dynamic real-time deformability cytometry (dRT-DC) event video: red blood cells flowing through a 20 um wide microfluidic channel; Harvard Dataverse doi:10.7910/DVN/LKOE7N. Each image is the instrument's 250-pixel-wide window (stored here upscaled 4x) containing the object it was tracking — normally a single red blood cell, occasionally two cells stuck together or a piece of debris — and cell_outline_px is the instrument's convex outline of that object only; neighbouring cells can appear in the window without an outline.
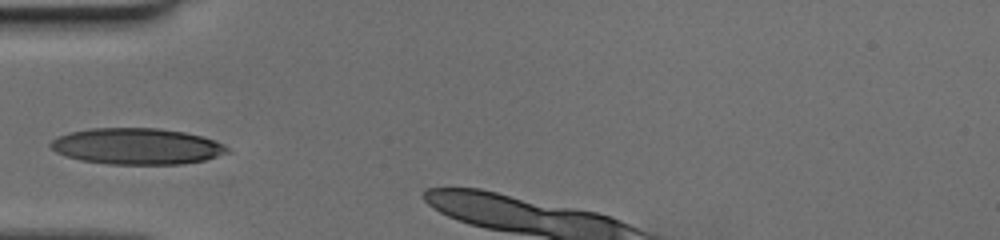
{"species": "human", "species_latin": "Homo sapiens", "temperature_condition": "cold", "stored_images_in_passage": 7, "camera_frame_rate_fps": 3000, "um_per_image_px": 0.085, "donor": {"sex": "female"}, "frame": {"image": 1, "passage_image": 1, "time_ms": 0.0, "image_size_px": [1000, 240], "cell_outline_px": [[232, 152], [204, 160], [184, 164], [108, 164], [80, 160], [56, 152], [48, 144], [56, 136], [68, 132], [92, 128], [156, 128], [184, 132], [200, 136], [224, 144], [232, 148]], "centroid_in_image_um": [11.65, 12.43], "position_along_channel_um": 73.4, "area_um2": 37.45}}
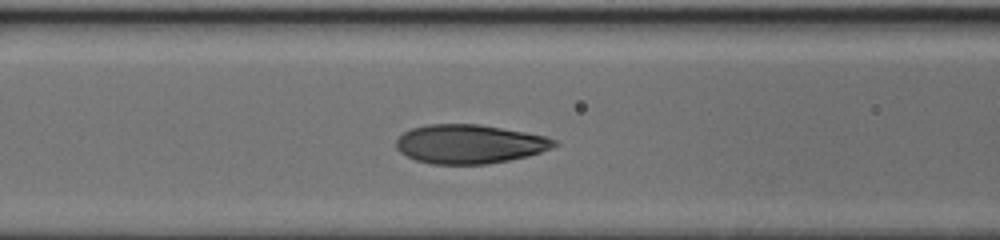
{"frame": {"image": 2, "passage_image": 5, "time_ms": 1.333, "image_size_px": [1000, 240], "cell_outline_px": [[560, 144], [540, 152], [528, 156], [488, 164], [432, 164], [416, 160], [400, 152], [396, 148], [396, 140], [404, 132], [412, 128], [428, 124], [480, 124], [524, 132], [544, 136], [556, 140]], "centroid_in_image_um": [39.9, 12.24], "position_along_channel_um": 126.7, "area_um2": 35.78}}